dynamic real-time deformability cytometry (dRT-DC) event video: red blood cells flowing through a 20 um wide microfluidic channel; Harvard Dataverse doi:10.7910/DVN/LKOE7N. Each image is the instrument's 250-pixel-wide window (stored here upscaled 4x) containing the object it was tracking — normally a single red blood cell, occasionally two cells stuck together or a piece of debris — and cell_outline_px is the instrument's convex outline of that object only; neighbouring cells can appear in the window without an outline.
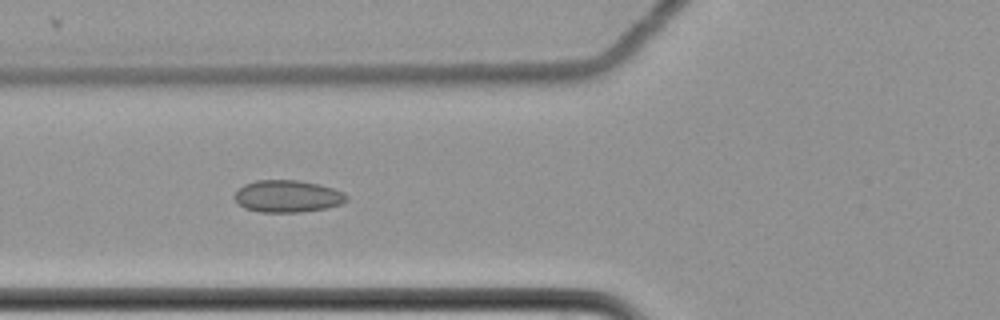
{"species": "common noctule bat (a hibernating species)", "species_latin": "Nyctalus noctula", "temperature_condition": "cold", "stored_images_in_passage": 7, "camera_frame_rate_fps": 3000, "um_per_image_px": 0.085, "animal": {"sex": "female", "body_mass_g": 22.7, "forearm_length_mm": 54.2}, "frame": {"image": 1, "passage_image": 6, "time_ms": 1.667, "image_size_px": [1000, 320], "cell_outline_px": [[348, 200], [340, 204], [324, 208], [300, 212], [260, 212], [244, 208], [232, 196], [244, 184], [256, 180], [300, 180], [320, 184], [344, 192], [348, 196]], "centroid_in_image_um": [24.44, 16.67], "position_along_channel_um": 101.4, "area_um2": 20.98}}
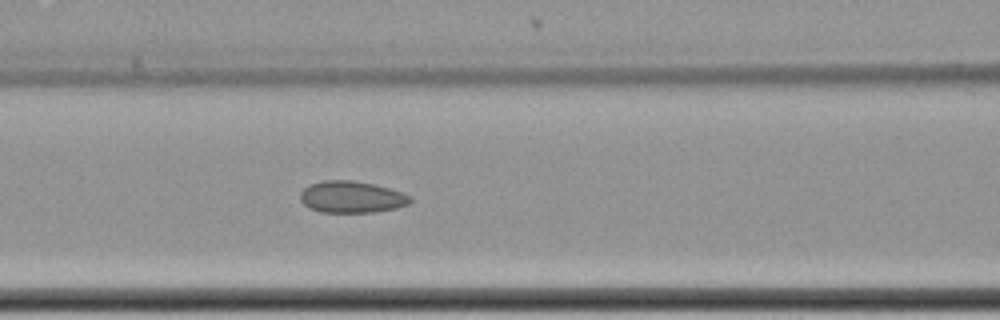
{"frame": {"image": 2, "passage_image": 7, "time_ms": 2.0, "image_size_px": [1000, 320], "cell_outline_px": [[412, 200], [408, 204], [396, 208], [372, 212], [320, 212], [308, 208], [300, 200], [300, 192], [308, 184], [320, 180], [352, 180], [372, 184], [404, 192], [412, 196]], "centroid_in_image_um": [29.86, 16.74], "position_along_channel_um": 136.7, "area_um2": 20.52}}